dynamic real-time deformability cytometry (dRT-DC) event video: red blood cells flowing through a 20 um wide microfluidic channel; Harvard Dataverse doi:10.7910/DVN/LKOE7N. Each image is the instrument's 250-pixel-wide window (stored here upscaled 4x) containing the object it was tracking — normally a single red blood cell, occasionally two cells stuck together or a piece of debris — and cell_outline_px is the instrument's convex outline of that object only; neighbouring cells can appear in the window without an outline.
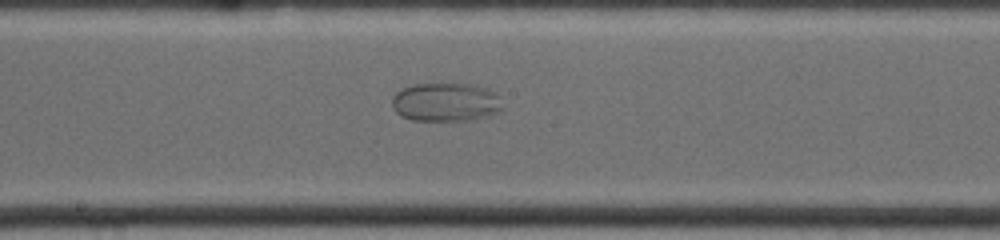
{"species": "common noctule bat (a hibernating species)", "species_latin": "Nyctalus noctula", "temperature_condition": "warm", "stored_images_in_passage": 34, "camera_frame_rate_fps": 4500, "um_per_image_px": 0.085, "animal": {"sex": "female", "body_mass_g": 19.0, "forearm_length_mm": 53.3}, "frame": {"image": 1, "passage_image": 18, "time_ms": 6.0, "image_size_px": [1000, 240], "cell_outline_px": [[504, 108], [500, 112], [488, 116], [472, 120], [412, 120], [400, 116], [396, 112], [392, 104], [392, 96], [400, 88], [416, 84], [476, 84], [488, 88], [496, 96]], "centroid_in_image_um": [37.88, 8.68], "position_along_channel_um": 210.3, "area_um2": 25.03}}
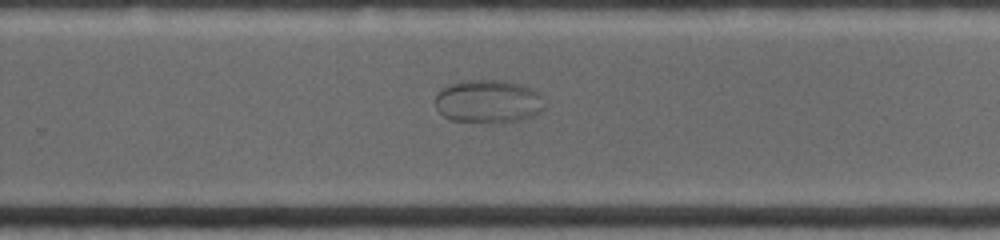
{"frame": {"image": 2, "passage_image": 24, "time_ms": 8.0, "image_size_px": [1000, 240], "cell_outline_px": [[544, 108], [540, 112], [532, 116], [520, 120], [452, 120], [444, 116], [436, 108], [436, 96], [448, 84], [456, 80], [504, 80], [520, 84], [532, 88], [540, 96]], "centroid_in_image_um": [41.48, 8.56], "position_along_channel_um": 288.3, "area_um2": 26.76}}
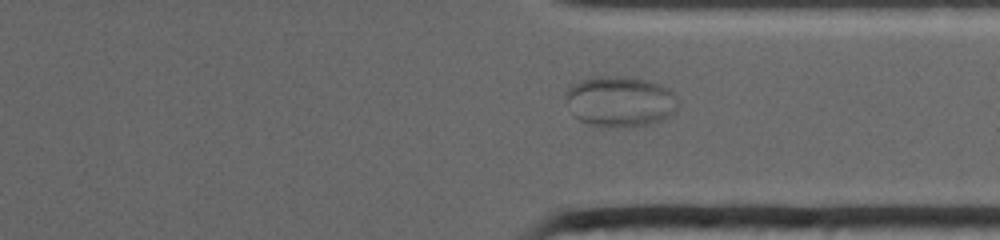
{"frame": {"image": 3, "passage_image": 29, "time_ms": 9.778, "image_size_px": [1000, 240], "cell_outline_px": [[676, 108], [672, 112], [660, 120], [648, 124], [628, 128], [600, 128], [580, 120], [576, 116], [568, 100], [568, 88], [572, 84], [580, 80], [592, 76], [624, 76], [648, 80], [668, 88], [672, 92], [676, 100]], "centroid_in_image_um": [52.7, 8.63], "position_along_channel_um": 358.7, "area_um2": 32.89}}